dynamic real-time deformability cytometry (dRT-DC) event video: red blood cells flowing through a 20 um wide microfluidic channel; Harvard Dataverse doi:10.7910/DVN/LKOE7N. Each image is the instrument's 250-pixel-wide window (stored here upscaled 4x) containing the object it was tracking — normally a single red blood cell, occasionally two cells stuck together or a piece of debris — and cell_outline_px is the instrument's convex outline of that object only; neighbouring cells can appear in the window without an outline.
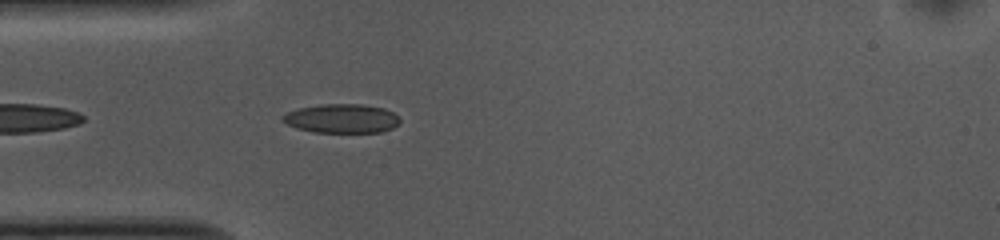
{"species": "common noctule bat (a hibernating species)", "species_latin": "Nyctalus noctula", "temperature_condition": "cold", "stored_images_in_passage": 23, "camera_frame_rate_fps": 3000, "um_per_image_px": 0.085, "animal": {"sex": "female", "body_mass_g": 10.0, "forearm_length_mm": 53.1}, "frame": {"image": 1, "passage_image": 3, "time_ms": 0.667, "image_size_px": [1000, 240], "cell_outline_px": [[400, 120], [392, 128], [380, 132], [316, 132], [296, 128], [280, 120], [280, 116], [288, 112], [300, 108], [320, 104], [364, 104], [384, 108], [392, 112]], "centroid_in_image_um": [29.01, 10.06], "position_along_channel_um": 56.0, "area_um2": 19.71}}
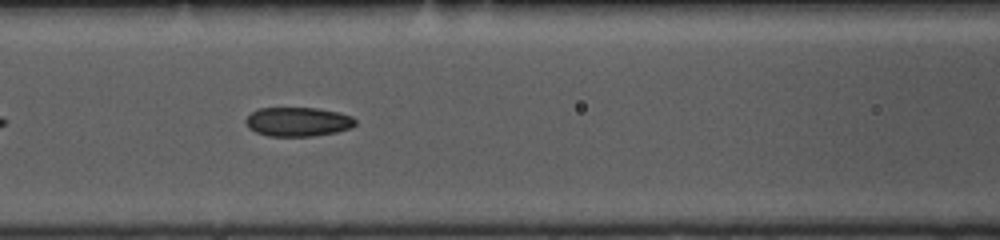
{"frame": {"image": 2, "passage_image": 10, "time_ms": 3.0, "image_size_px": [1000, 240], "cell_outline_px": [[356, 124], [352, 128], [336, 132], [312, 136], [268, 136], [256, 132], [248, 128], [244, 120], [256, 108], [320, 108], [340, 112], [352, 116], [356, 120]], "centroid_in_image_um": [25.34, 10.34], "position_along_channel_um": 141.3, "area_um2": 18.84}}
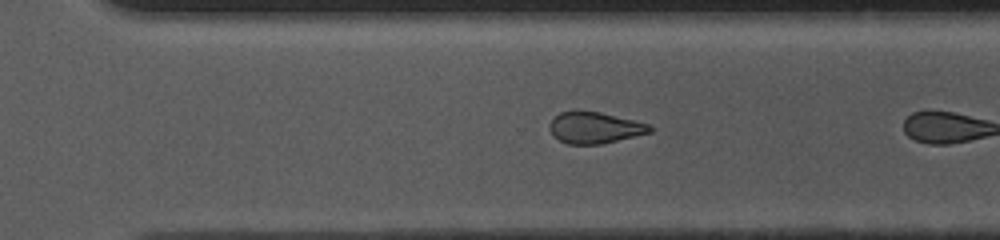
{"frame": {"image": 3, "passage_image": 22, "time_ms": 7.0, "image_size_px": [1000, 240], "cell_outline_px": [[652, 132], [600, 144], [568, 144], [552, 136], [548, 128], [552, 120], [560, 112], [600, 112], [648, 124], [652, 128]], "centroid_in_image_um": [50.53, 10.87], "position_along_channel_um": 320.1, "area_um2": 17.92}}